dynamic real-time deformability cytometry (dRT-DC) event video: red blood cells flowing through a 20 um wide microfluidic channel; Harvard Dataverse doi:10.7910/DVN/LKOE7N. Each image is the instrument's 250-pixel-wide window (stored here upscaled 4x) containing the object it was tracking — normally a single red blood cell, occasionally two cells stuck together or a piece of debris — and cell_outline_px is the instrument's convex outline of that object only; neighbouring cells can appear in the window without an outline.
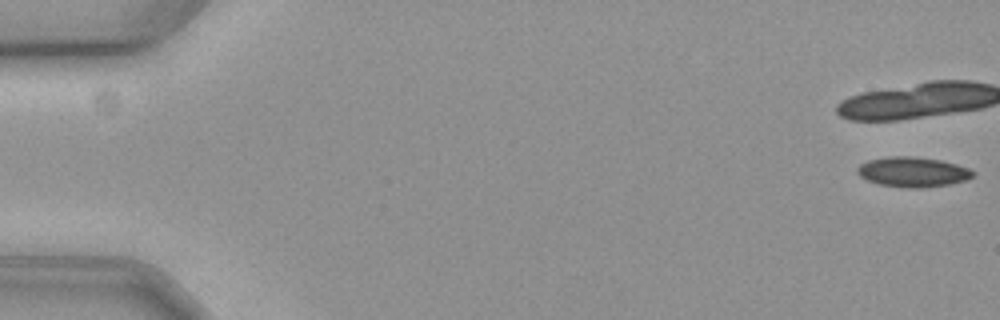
{"species": "common noctule bat (a hibernating species)", "species_latin": "Nyctalus noctula", "temperature_condition": "cold", "stored_images_in_passage": 61, "segment_of_instrument_passage": [1, 2], "camera_frame_rate_fps": 3000, "um_per_image_px": 0.085, "animal": {"sex": "female", "body_mass_g": 19.3, "forearm_length_mm": 54.1}, "frame": {"image": 1, "passage_image": 1, "time_ms": 0.0, "image_size_px": [1000, 320], "cell_outline_px": [[976, 172], [972, 176], [964, 180], [948, 184], [924, 188], [908, 188], [880, 184], [868, 180], [860, 176], [856, 172], [856, 168], [860, 164], [868, 160], [888, 156], [912, 156], [940, 160], [956, 164], [968, 168]], "centroid_in_image_um": [77.56, 14.61], "position_along_channel_um": 7.4, "area_um2": 20.11}}